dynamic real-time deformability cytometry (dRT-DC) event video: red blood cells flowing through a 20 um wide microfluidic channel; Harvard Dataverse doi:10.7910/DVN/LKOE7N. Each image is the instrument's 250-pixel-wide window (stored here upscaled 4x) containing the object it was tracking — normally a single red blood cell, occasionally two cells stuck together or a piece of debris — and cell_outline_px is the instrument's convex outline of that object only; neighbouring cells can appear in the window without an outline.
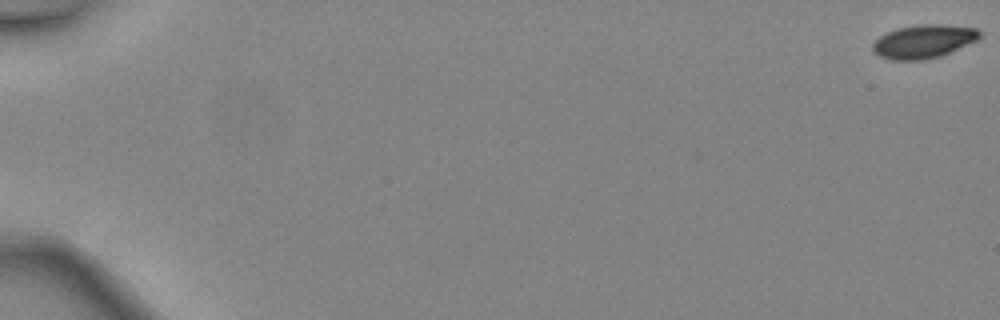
{"species": "common noctule bat (a hibernating species)", "species_latin": "Nyctalus noctula", "temperature_condition": "warm", "stored_images_in_passage": 48, "camera_frame_rate_fps": 3000, "um_per_image_px": 0.085, "animal": {"sex": "female", "body_mass_g": 24.6, "forearm_length_mm": 56.2}, "frame": {"image": 1, "passage_image": 1, "time_ms": 0.0, "image_size_px": [1000, 320], "cell_outline_px": [[980, 36], [976, 40], [940, 56], [924, 60], [892, 60], [880, 56], [872, 48], [872, 44], [880, 36], [896, 28], [924, 24], [944, 24], [976, 28], [980, 32]], "centroid_in_image_um": [78.49, 3.51], "position_along_channel_um": 6.5, "area_um2": 20.58}}
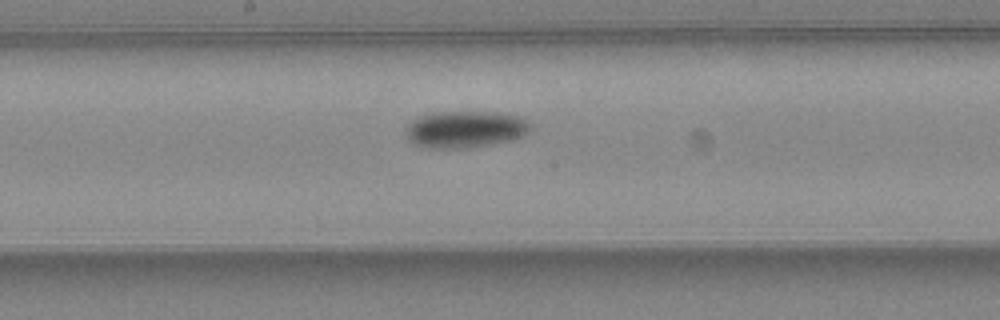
{"frame": {"image": 2, "passage_image": 28, "time_ms": 9.0, "image_size_px": [1000, 320], "cell_outline_px": [[532, 128], [524, 136], [512, 140], [464, 148], [428, 148], [416, 144], [408, 140], [404, 136], [404, 128], [412, 120], [420, 116], [436, 112], [492, 112], [520, 116], [532, 124]], "centroid_in_image_um": [39.53, 10.99], "position_along_channel_um": 208.7, "area_um2": 26.93}}
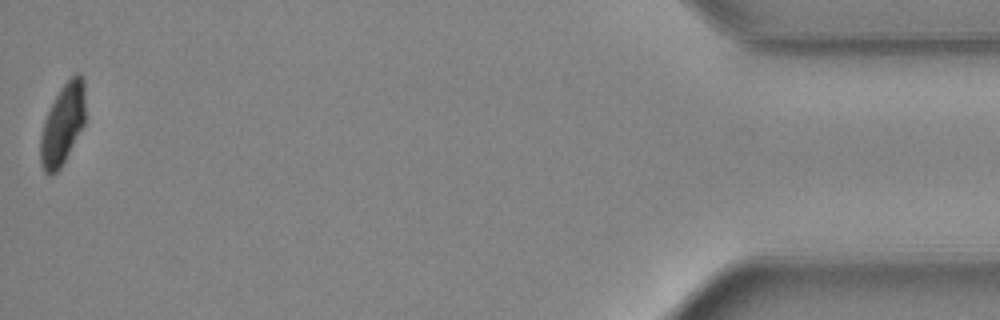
{"frame": {"image": 3, "passage_image": 48, "time_ms": 15.667, "image_size_px": [1000, 320], "cell_outline_px": [[84, 124], [60, 168], [52, 176], [48, 176], [44, 172], [40, 164], [40, 136], [44, 120], [60, 88], [76, 72], [80, 72], [84, 80]], "centroid_in_image_um": [5.3, 10.59], "position_along_channel_um": 429.9, "area_um2": 20.98}, "authors_computed_cell_mechanics": {"area_um2": 23.1489, "velocity_mm_per_s": 4.5476, "shape_relaxation_time_tau1_ms": 2.412, "shape_relaxation_time_tau2_ms": null, "deformation_change_tau1": 0.1214, "deformation_change_tau2": null}}